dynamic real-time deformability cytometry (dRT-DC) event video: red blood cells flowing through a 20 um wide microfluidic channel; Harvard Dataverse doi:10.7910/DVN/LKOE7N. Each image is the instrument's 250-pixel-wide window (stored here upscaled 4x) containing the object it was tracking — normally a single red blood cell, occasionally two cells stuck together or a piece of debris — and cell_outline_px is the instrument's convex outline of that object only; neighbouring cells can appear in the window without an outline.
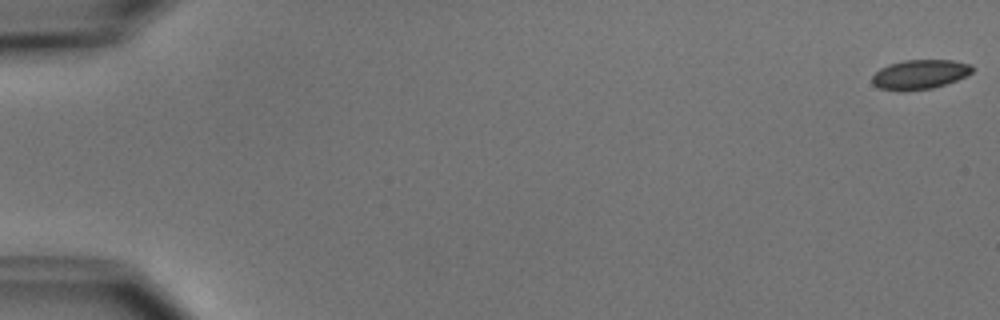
{"species": "common noctule bat (a hibernating species)", "species_latin": "Nyctalus noctula", "temperature_condition": "cold", "stored_images_in_passage": 13, "camera_frame_rate_fps": 3000, "um_per_image_px": 0.085, "animal": {"sex": "male", "body_mass_g": 15.6}, "frame": {"image": 1, "passage_image": 1, "time_ms": 0.0, "image_size_px": [1000, 320], "cell_outline_px": [[972, 72], [956, 80], [932, 88], [904, 92], [896, 92], [880, 88], [872, 84], [872, 76], [880, 68], [888, 64], [904, 60], [952, 60], [972, 64]], "centroid_in_image_um": [78.13, 6.33], "position_along_channel_um": 6.9, "area_um2": 17.34}}